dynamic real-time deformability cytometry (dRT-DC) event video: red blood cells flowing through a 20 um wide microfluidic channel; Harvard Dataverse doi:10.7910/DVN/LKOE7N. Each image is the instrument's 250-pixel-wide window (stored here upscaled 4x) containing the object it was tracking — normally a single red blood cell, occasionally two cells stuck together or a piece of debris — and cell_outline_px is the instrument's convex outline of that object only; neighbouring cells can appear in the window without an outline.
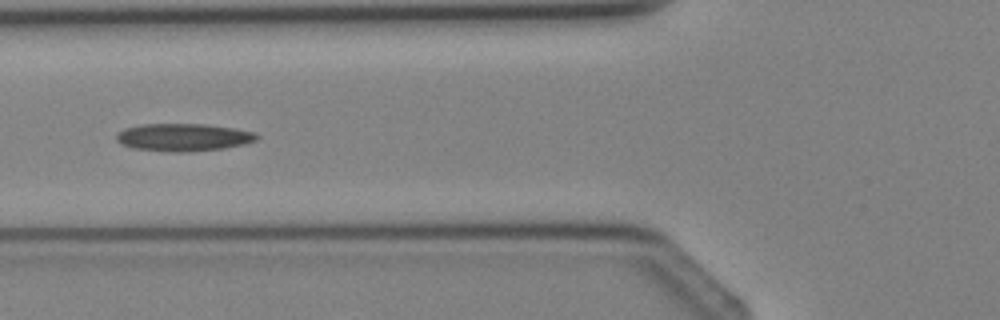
{"species": "Egyptian fruit bat (a non-hibernating species)", "species_latin": "Rousettus aegyptiacus", "temperature_condition": "cold", "stored_images_in_passage": 6, "camera_frame_rate_fps": 3000, "um_per_image_px": 0.085, "animal": {"sex": "female"}, "frame": {"image": 1, "passage_image": 6, "time_ms": 6.667, "image_size_px": [1000, 320], "cell_outline_px": [[260, 136], [256, 140], [244, 144], [224, 148], [188, 152], [176, 152], [132, 148], [120, 144], [116, 140], [116, 136], [124, 128], [140, 124], [204, 124], [232, 128], [256, 132]], "centroid_in_image_um": [15.58, 11.67], "position_along_channel_um": 110.2, "area_um2": 22.6}}